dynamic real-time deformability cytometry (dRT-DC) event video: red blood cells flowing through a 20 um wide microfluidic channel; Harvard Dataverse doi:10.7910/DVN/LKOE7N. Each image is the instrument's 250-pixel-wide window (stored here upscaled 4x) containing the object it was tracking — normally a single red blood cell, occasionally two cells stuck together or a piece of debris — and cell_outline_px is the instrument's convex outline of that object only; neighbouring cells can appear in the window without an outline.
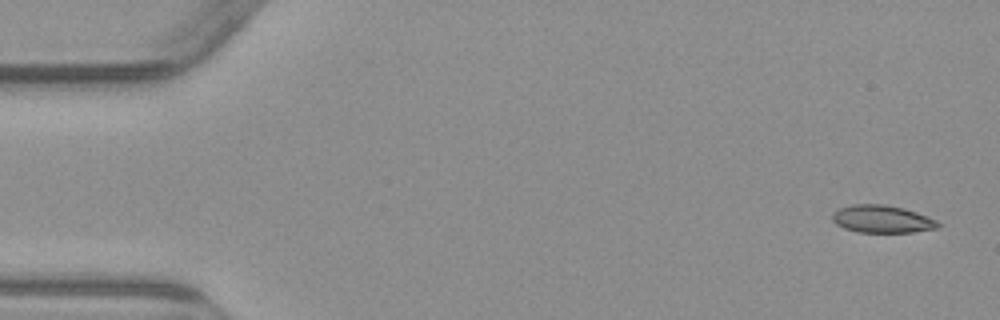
{"species": "common noctule bat (a hibernating species)", "species_latin": "Nyctalus noctula", "temperature_condition": "warm", "stored_images_in_passage": 5, "camera_frame_rate_fps": 3000, "um_per_image_px": 0.085, "animal": {"sex": "male", "body_mass_g": 23.1, "forearm_length_mm": 52.7}, "frame": {"image": 1, "passage_image": 1, "time_ms": 0.0, "image_size_px": [1000, 320], "cell_outline_px": [[944, 224], [936, 228], [912, 232], [856, 232], [844, 228], [836, 224], [832, 220], [832, 212], [840, 208], [852, 204], [884, 204], [904, 208], [928, 216]], "centroid_in_image_um": [74.98, 18.61], "position_along_channel_um": 10.0, "area_um2": 17.11}}
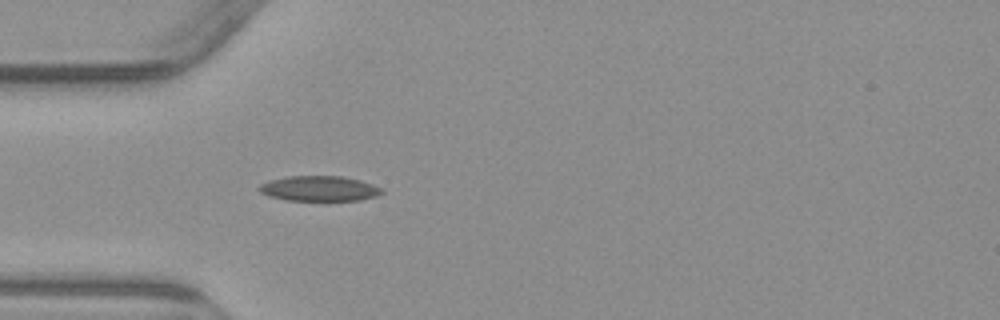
{"frame": {"image": 2, "passage_image": 5, "time_ms": 4.667, "image_size_px": [1000, 320], "cell_outline_px": [[384, 192], [376, 196], [360, 200], [288, 200], [268, 196], [260, 192], [260, 184], [268, 180], [288, 176], [340, 176], [360, 180], [384, 188]], "centroid_in_image_um": [27.16, 16.02], "position_along_channel_um": 57.8, "area_um2": 17.98}}